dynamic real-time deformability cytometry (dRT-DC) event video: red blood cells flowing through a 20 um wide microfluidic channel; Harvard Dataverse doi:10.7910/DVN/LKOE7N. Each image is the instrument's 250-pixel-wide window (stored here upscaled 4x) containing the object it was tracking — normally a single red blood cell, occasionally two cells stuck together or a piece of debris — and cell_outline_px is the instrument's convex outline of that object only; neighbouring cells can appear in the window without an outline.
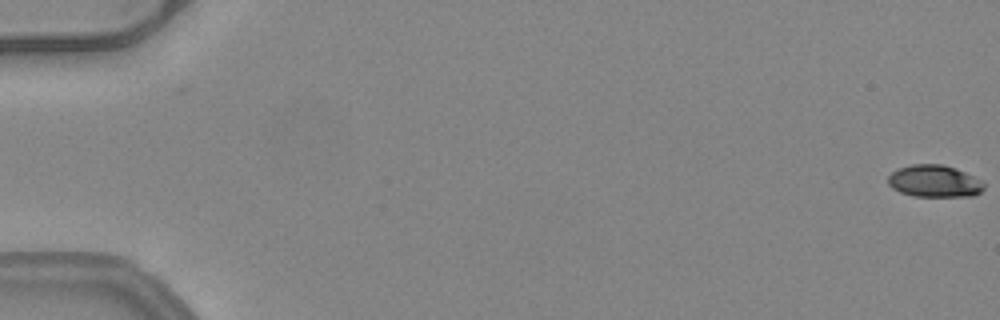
{"species": "common noctule bat (a hibernating species)", "species_latin": "Nyctalus noctula", "temperature_condition": "warm", "stored_images_in_passage": 10, "camera_frame_rate_fps": 3000, "um_per_image_px": 0.085, "animal": {"sex": "female", "body_mass_g": 24.6, "forearm_length_mm": 56.2}, "frame": {"image": 1, "passage_image": 1, "time_ms": 0.0, "image_size_px": [1000, 320], "cell_outline_px": [[984, 188], [980, 192], [972, 196], [912, 196], [900, 192], [892, 188], [888, 184], [888, 176], [892, 172], [900, 168], [912, 164], [940, 164], [956, 168], [980, 180], [984, 184]], "centroid_in_image_um": [79.4, 15.4], "position_along_channel_um": 5.6, "area_um2": 17.8}}